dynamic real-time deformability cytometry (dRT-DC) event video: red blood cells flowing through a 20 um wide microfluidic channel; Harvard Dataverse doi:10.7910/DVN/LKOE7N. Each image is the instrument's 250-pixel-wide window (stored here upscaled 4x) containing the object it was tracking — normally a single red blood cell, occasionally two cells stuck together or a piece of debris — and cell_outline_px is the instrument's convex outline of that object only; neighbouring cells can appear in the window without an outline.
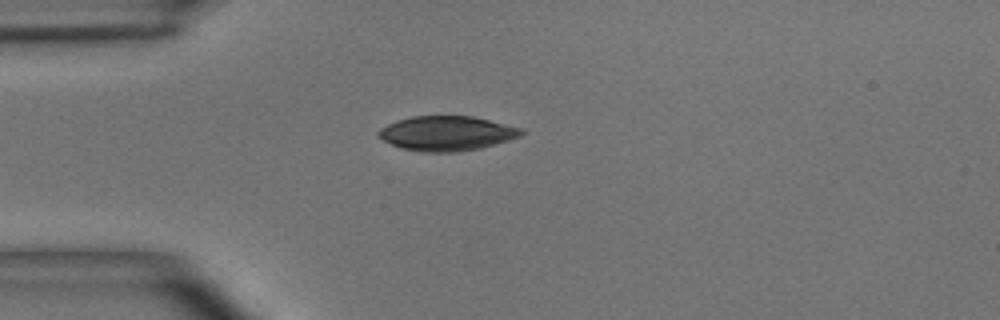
{"species": "common noctule bat (a hibernating species)", "species_latin": "Nyctalus noctula", "temperature_condition": "room temperature", "stored_images_in_passage": 2, "camera_frame_rate_fps": 3000, "um_per_image_px": 0.085, "animal": {"sex": "male", "body_mass_g": 15.6}, "frame": {"image": 1, "passage_image": 1, "time_ms": 0.0, "image_size_px": [1000, 320], "cell_outline_px": [[524, 132], [520, 136], [508, 140], [480, 148], [456, 152], [424, 152], [400, 148], [376, 136], [376, 132], [380, 128], [396, 120], [412, 116], [472, 116], [524, 128]], "centroid_in_image_um": [37.95, 11.33], "position_along_channel_um": 47.0, "area_um2": 28.9}}